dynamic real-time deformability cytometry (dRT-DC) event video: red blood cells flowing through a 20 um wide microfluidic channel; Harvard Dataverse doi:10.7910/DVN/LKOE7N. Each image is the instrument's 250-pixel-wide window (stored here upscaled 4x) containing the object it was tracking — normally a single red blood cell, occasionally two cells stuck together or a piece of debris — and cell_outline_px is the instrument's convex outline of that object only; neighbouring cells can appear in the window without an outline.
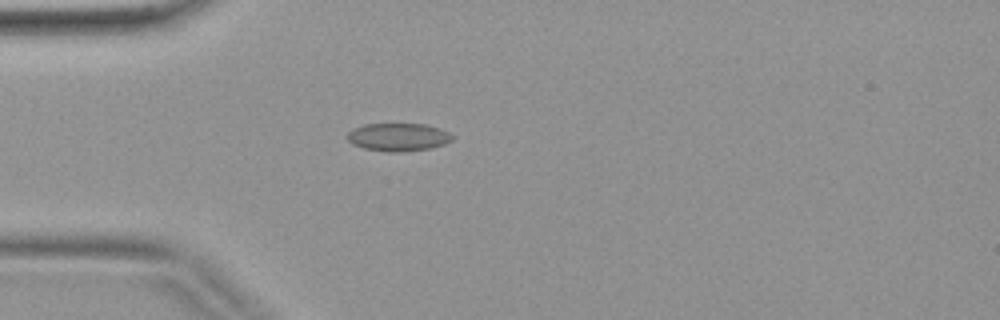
{"species": "common noctule bat (a hibernating species)", "species_latin": "Nyctalus noctula", "temperature_condition": "warm", "stored_images_in_passage": 3, "camera_frame_rate_fps": 3000, "um_per_image_px": 0.085, "animal": {"sex": "female", "body_mass_g": 19.9}, "frame": {"image": 1, "passage_image": 3, "time_ms": 0.667, "image_size_px": [1000, 320], "cell_outline_px": [[452, 140], [444, 144], [432, 148], [400, 152], [388, 152], [364, 148], [352, 144], [344, 136], [348, 132], [364, 124], [424, 124], [440, 128], [448, 132], [452, 136]], "centroid_in_image_um": [33.83, 11.66], "position_along_channel_um": 51.2, "area_um2": 17.11}}